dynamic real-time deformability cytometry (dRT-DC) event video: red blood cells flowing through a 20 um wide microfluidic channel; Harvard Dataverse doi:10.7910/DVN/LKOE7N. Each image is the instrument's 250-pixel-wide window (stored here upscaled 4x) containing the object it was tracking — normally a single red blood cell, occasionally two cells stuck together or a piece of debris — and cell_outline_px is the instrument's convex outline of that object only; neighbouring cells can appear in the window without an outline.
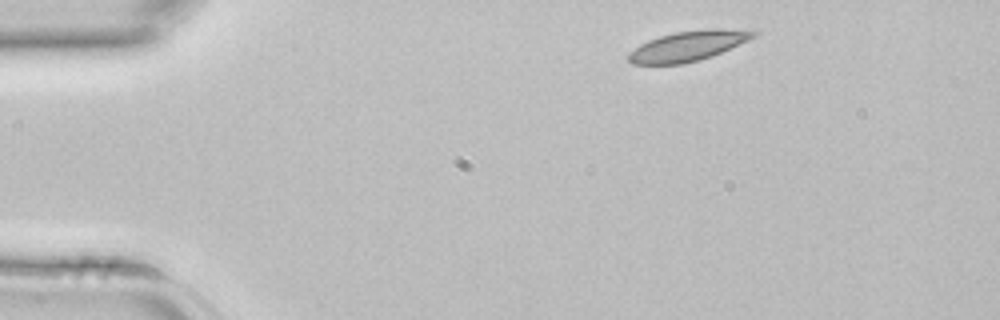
{"species": "common noctule bat (a hibernating species)", "species_latin": "Nyctalus noctula", "temperature_condition": "room temperature", "stored_images_in_passage": 2, "camera_frame_rate_fps": 3000, "um_per_image_px": 0.085, "animal": {"sex": "female", "body_mass_g": 22.7, "forearm_length_mm": 54.2}, "frame": {"image": 1, "passage_image": 1, "time_ms": 0.0, "image_size_px": [1000, 320], "cell_outline_px": [[760, 32], [756, 36], [748, 40], [712, 56], [700, 60], [680, 64], [632, 64], [628, 60], [628, 52], [640, 44], [648, 40], [660, 36], [676, 32], [704, 28], [756, 28]], "centroid_in_image_um": [58.58, 3.87], "position_along_channel_um": 26.4, "area_um2": 22.37}}